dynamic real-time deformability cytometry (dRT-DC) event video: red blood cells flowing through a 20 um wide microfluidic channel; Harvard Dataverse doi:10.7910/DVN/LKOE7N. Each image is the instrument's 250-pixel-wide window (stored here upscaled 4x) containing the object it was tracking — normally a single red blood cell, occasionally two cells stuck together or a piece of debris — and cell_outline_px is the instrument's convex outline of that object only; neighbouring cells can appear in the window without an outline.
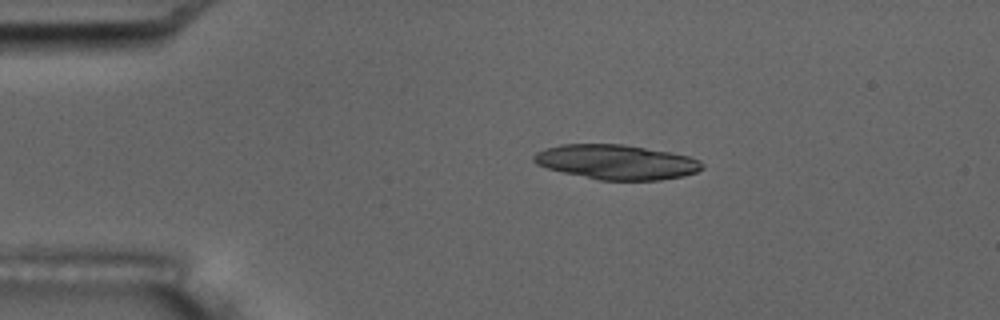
{"species": "common noctule bat (a hibernating species)", "species_latin": "Nyctalus noctula", "temperature_condition": "room temperature", "stored_images_in_passage": 7, "camera_frame_rate_fps": 3000, "um_per_image_px": 0.085, "animal": {"sex": "male", "body_mass_g": 17.5, "forearm_length_mm": 52.3}, "frame": {"image": 1, "passage_image": 3, "time_ms": 1.667, "image_size_px": [1000, 320], "cell_outline_px": [[704, 168], [696, 172], [684, 176], [660, 180], [600, 180], [564, 172], [548, 168], [536, 164], [532, 160], [532, 156], [536, 152], [544, 148], [560, 144], [624, 144], [668, 152], [688, 156], [700, 160], [704, 164]], "centroid_in_image_um": [52.39, 13.77], "position_along_channel_um": 32.6, "area_um2": 34.04}}